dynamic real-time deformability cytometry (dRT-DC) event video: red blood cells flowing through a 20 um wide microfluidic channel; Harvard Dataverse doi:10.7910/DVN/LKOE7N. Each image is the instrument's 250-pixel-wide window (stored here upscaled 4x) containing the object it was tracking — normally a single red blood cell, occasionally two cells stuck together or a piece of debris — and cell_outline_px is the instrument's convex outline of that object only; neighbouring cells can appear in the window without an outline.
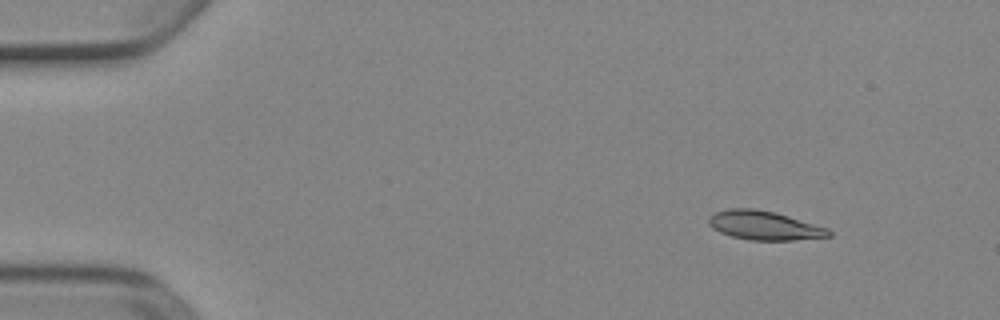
{"species": "Egyptian fruit bat (a non-hibernating species)", "species_latin": "Rousettus aegyptiacus", "temperature_condition": "cold", "stored_images_in_passage": 6, "segment_of_instrument_passage": [2, 2], "camera_frame_rate_fps": 3000, "um_per_image_px": 0.085, "animal": {"sex": "female"}, "frame": {"image": 1, "passage_image": 6, "time_ms": 1.667, "image_size_px": [1000, 320], "cell_outline_px": [[832, 236], [792, 240], [748, 240], [732, 236], [720, 232], [712, 228], [708, 224], [708, 216], [716, 212], [728, 208], [756, 208], [788, 216], [828, 228], [832, 232]], "centroid_in_image_um": [64.93, 19.16], "position_along_channel_um": 20.1, "area_um2": 20.23}}